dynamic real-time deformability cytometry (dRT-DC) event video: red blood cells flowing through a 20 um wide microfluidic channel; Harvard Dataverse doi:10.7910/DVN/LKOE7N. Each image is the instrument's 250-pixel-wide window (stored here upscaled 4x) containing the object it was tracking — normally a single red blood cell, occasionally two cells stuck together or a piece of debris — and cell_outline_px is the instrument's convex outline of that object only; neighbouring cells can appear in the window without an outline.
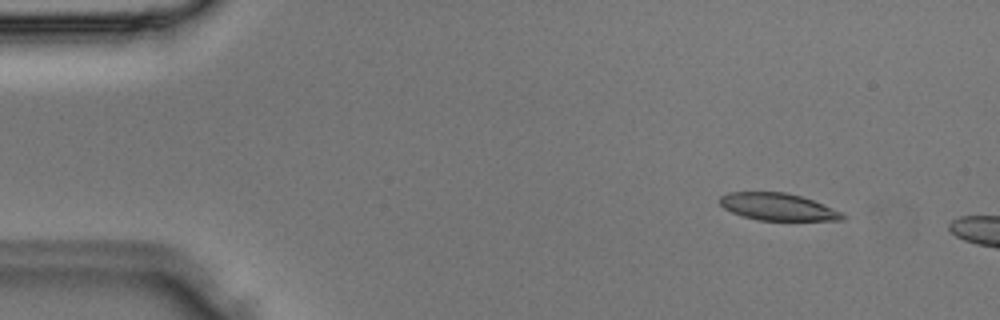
{"species": "Egyptian fruit bat (a non-hibernating species)", "species_latin": "Rousettus aegyptiacus", "temperature_condition": "room temperature", "stored_images_in_passage": 3, "camera_frame_rate_fps": 3000, "um_per_image_px": 0.085, "animal": {"sex": "male"}, "frame": {"image": 1, "passage_image": 2, "time_ms": 0.333, "image_size_px": [1000, 320], "cell_outline_px": [[844, 220], [756, 220], [732, 212], [724, 208], [720, 204], [720, 196], [728, 192], [784, 192], [800, 196], [812, 200], [832, 208], [840, 212], [844, 216]], "centroid_in_image_um": [66.07, 17.58], "position_along_channel_um": 18.9, "area_um2": 19.13}}